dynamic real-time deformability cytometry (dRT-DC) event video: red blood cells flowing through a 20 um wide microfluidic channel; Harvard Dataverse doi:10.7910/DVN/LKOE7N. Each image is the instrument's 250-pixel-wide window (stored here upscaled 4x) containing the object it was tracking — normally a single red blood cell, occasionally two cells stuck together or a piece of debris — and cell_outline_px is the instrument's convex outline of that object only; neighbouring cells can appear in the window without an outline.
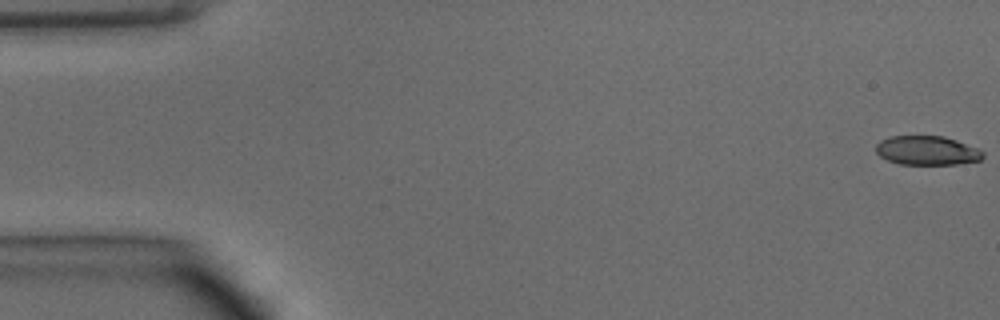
{"species": "common noctule bat (a hibernating species)", "species_latin": "Nyctalus noctula", "temperature_condition": "warm", "stored_images_in_passage": 50, "camera_frame_rate_fps": 3000, "um_per_image_px": 0.085, "animal": {"sex": "male", "body_mass_g": 15.6}, "frame": {"image": 1, "passage_image": 1, "time_ms": 0.0, "image_size_px": [1000, 320], "cell_outline_px": [[984, 156], [980, 160], [956, 164], [900, 164], [888, 160], [880, 156], [876, 152], [876, 144], [880, 140], [892, 136], [944, 136], [980, 148], [984, 152]], "centroid_in_image_um": [78.82, 12.79], "position_along_channel_um": 6.2, "area_um2": 18.21}}
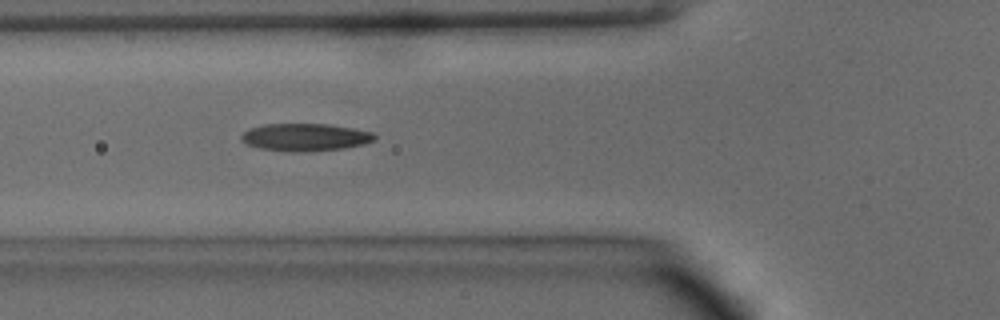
{"frame": {"image": 2, "passage_image": 18, "time_ms": 5.667, "image_size_px": [1000, 320], "cell_outline_px": [[376, 136], [372, 140], [364, 144], [344, 148], [308, 152], [284, 152], [260, 148], [248, 144], [240, 140], [240, 136], [248, 128], [264, 124], [328, 124], [352, 128], [372, 132]], "centroid_in_image_um": [25.89, 11.67], "position_along_channel_um": 99.9, "area_um2": 21.5}}
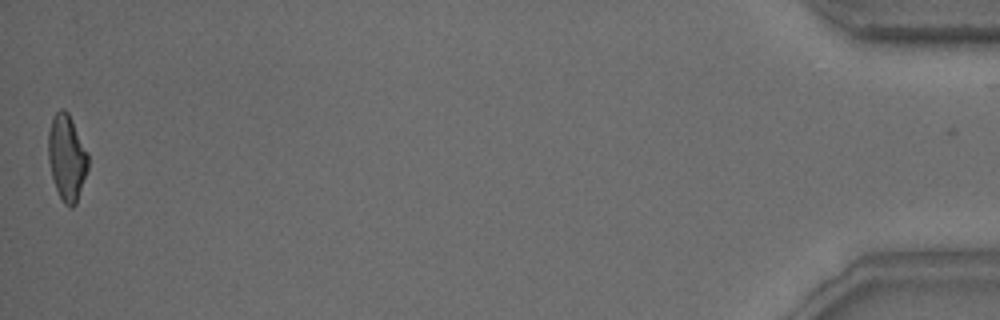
{"frame": {"image": 3, "passage_image": 49, "time_ms": 16.0, "image_size_px": [1000, 320], "cell_outline_px": [[88, 168], [76, 204], [72, 208], [68, 208], [64, 204], [56, 188], [52, 176], [48, 160], [48, 132], [52, 116], [60, 108], [64, 108], [68, 112], [88, 152]], "centroid_in_image_um": [5.67, 13.38], "position_along_channel_um": 429.5, "area_um2": 20.06}, "authors_computed_cell_mechanics": {"area_um2": 20.3745, "velocity_mm_per_s": 4.1228, "shape_relaxation_time_tau1_ms": 5.6866, "shape_relaxation_time_tau2_ms": 1.7802, "deformation_change_tau1": 0.2148, "deformation_change_tau2": 0.1099}}